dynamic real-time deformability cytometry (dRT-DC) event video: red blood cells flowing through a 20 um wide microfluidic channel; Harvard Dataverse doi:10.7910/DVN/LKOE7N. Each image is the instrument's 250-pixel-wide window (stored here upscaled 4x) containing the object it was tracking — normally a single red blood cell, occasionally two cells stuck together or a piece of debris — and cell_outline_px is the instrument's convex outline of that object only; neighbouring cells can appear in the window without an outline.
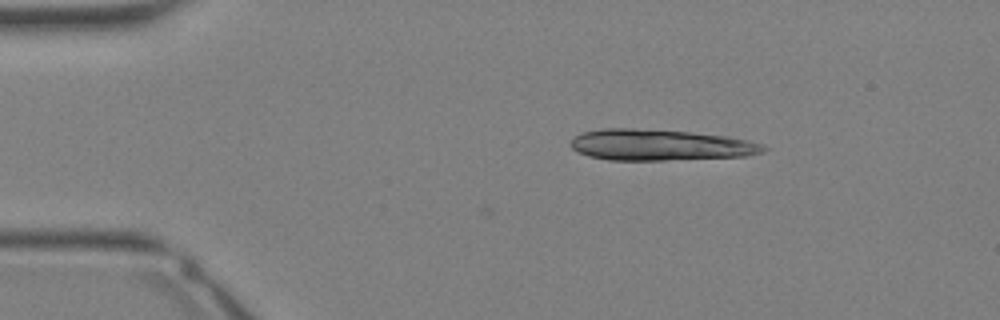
{"species": "Egyptian fruit bat (a non-hibernating species)", "species_latin": "Rousettus aegyptiacus", "temperature_condition": "warm", "stored_images_in_passage": 7, "camera_frame_rate_fps": 3000, "um_per_image_px": 0.085, "animal": {"sex": "female"}, "frame": {"image": 1, "passage_image": 1, "time_ms": 0.0, "image_size_px": [1000, 320], "cell_outline_px": [[768, 148], [764, 152], [744, 156], [664, 160], [608, 160], [588, 156], [572, 148], [568, 144], [572, 136], [580, 132], [600, 128], [632, 128], [688, 132], [724, 136], [748, 140], [764, 144]], "centroid_in_image_um": [56.04, 12.32], "position_along_channel_um": 29.0, "area_um2": 35.08}}